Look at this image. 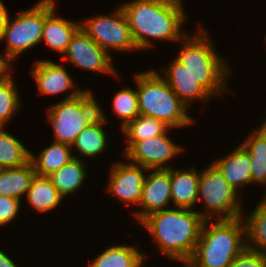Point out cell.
<instances>
[{"label": "cell", "mask_w": 266, "mask_h": 267, "mask_svg": "<svg viewBox=\"0 0 266 267\" xmlns=\"http://www.w3.org/2000/svg\"><path fill=\"white\" fill-rule=\"evenodd\" d=\"M182 4L178 0H132L123 3L121 8L138 50L149 48L152 43L150 38L182 41L185 36L181 30L182 23L187 19Z\"/></svg>", "instance_id": "cell-1"}, {"label": "cell", "mask_w": 266, "mask_h": 267, "mask_svg": "<svg viewBox=\"0 0 266 267\" xmlns=\"http://www.w3.org/2000/svg\"><path fill=\"white\" fill-rule=\"evenodd\" d=\"M205 219L192 209H166L145 217L140 224L153 236L159 250L181 263L192 257Z\"/></svg>", "instance_id": "cell-2"}, {"label": "cell", "mask_w": 266, "mask_h": 267, "mask_svg": "<svg viewBox=\"0 0 266 267\" xmlns=\"http://www.w3.org/2000/svg\"><path fill=\"white\" fill-rule=\"evenodd\" d=\"M208 33L202 28L192 36L185 32L184 45L175 59L186 67L195 82L215 97L228 90L226 78L232 72L226 66L227 61L214 48Z\"/></svg>", "instance_id": "cell-3"}, {"label": "cell", "mask_w": 266, "mask_h": 267, "mask_svg": "<svg viewBox=\"0 0 266 267\" xmlns=\"http://www.w3.org/2000/svg\"><path fill=\"white\" fill-rule=\"evenodd\" d=\"M244 216L234 219L205 220L195 251L188 261L192 267H229L246 247ZM209 226V227H208ZM207 227V228H206Z\"/></svg>", "instance_id": "cell-4"}, {"label": "cell", "mask_w": 266, "mask_h": 267, "mask_svg": "<svg viewBox=\"0 0 266 267\" xmlns=\"http://www.w3.org/2000/svg\"><path fill=\"white\" fill-rule=\"evenodd\" d=\"M134 80L141 115L158 119L170 129L187 127L194 123L191 116L187 114L186 105L157 71L153 69L136 73Z\"/></svg>", "instance_id": "cell-5"}, {"label": "cell", "mask_w": 266, "mask_h": 267, "mask_svg": "<svg viewBox=\"0 0 266 267\" xmlns=\"http://www.w3.org/2000/svg\"><path fill=\"white\" fill-rule=\"evenodd\" d=\"M54 141L72 145L78 134L100 115V105L89 90L73 91L48 108Z\"/></svg>", "instance_id": "cell-6"}, {"label": "cell", "mask_w": 266, "mask_h": 267, "mask_svg": "<svg viewBox=\"0 0 266 267\" xmlns=\"http://www.w3.org/2000/svg\"><path fill=\"white\" fill-rule=\"evenodd\" d=\"M55 1L40 0L34 7L21 10L12 21L10 17L8 18L0 41H7L5 53L12 60L41 42L44 21L47 15L56 8Z\"/></svg>", "instance_id": "cell-7"}, {"label": "cell", "mask_w": 266, "mask_h": 267, "mask_svg": "<svg viewBox=\"0 0 266 267\" xmlns=\"http://www.w3.org/2000/svg\"><path fill=\"white\" fill-rule=\"evenodd\" d=\"M200 197L207 211L197 212L205 220H212L218 215V219H234L243 216L238 192L229 185L213 163L200 172L198 200Z\"/></svg>", "instance_id": "cell-8"}, {"label": "cell", "mask_w": 266, "mask_h": 267, "mask_svg": "<svg viewBox=\"0 0 266 267\" xmlns=\"http://www.w3.org/2000/svg\"><path fill=\"white\" fill-rule=\"evenodd\" d=\"M114 12L109 16L96 15L82 20L81 29L107 53L109 49L123 52L138 50L123 9L119 7Z\"/></svg>", "instance_id": "cell-9"}, {"label": "cell", "mask_w": 266, "mask_h": 267, "mask_svg": "<svg viewBox=\"0 0 266 267\" xmlns=\"http://www.w3.org/2000/svg\"><path fill=\"white\" fill-rule=\"evenodd\" d=\"M168 132L135 142L125 153L128 161L141 165L146 170L170 169L168 166L175 156L181 154L182 146L172 142Z\"/></svg>", "instance_id": "cell-10"}, {"label": "cell", "mask_w": 266, "mask_h": 267, "mask_svg": "<svg viewBox=\"0 0 266 267\" xmlns=\"http://www.w3.org/2000/svg\"><path fill=\"white\" fill-rule=\"evenodd\" d=\"M110 55L80 28L72 37L62 57L78 68L117 76Z\"/></svg>", "instance_id": "cell-11"}, {"label": "cell", "mask_w": 266, "mask_h": 267, "mask_svg": "<svg viewBox=\"0 0 266 267\" xmlns=\"http://www.w3.org/2000/svg\"><path fill=\"white\" fill-rule=\"evenodd\" d=\"M148 172L140 199L142 210L133 212L139 222L155 212L169 209L166 206L170 205V202L172 203L171 168L148 170Z\"/></svg>", "instance_id": "cell-12"}, {"label": "cell", "mask_w": 266, "mask_h": 267, "mask_svg": "<svg viewBox=\"0 0 266 267\" xmlns=\"http://www.w3.org/2000/svg\"><path fill=\"white\" fill-rule=\"evenodd\" d=\"M141 165L134 163L118 162L111 166L108 175V191L117 196L125 204H140L143 184L146 177Z\"/></svg>", "instance_id": "cell-13"}, {"label": "cell", "mask_w": 266, "mask_h": 267, "mask_svg": "<svg viewBox=\"0 0 266 267\" xmlns=\"http://www.w3.org/2000/svg\"><path fill=\"white\" fill-rule=\"evenodd\" d=\"M60 65L46 59L35 61L31 71L38 85L39 93L42 95H55L71 89L73 91H85L78 88L77 90L74 89L76 84H74L75 82L71 75Z\"/></svg>", "instance_id": "cell-14"}, {"label": "cell", "mask_w": 266, "mask_h": 267, "mask_svg": "<svg viewBox=\"0 0 266 267\" xmlns=\"http://www.w3.org/2000/svg\"><path fill=\"white\" fill-rule=\"evenodd\" d=\"M162 78L168 83L177 97L188 107L190 103L201 100L204 103L211 99V95L191 76L189 71L176 59L165 68Z\"/></svg>", "instance_id": "cell-15"}, {"label": "cell", "mask_w": 266, "mask_h": 267, "mask_svg": "<svg viewBox=\"0 0 266 267\" xmlns=\"http://www.w3.org/2000/svg\"><path fill=\"white\" fill-rule=\"evenodd\" d=\"M237 146L226 157L214 161L213 164L229 185L238 192V188L243 189L244 185L251 183L252 166L249 153L241 145Z\"/></svg>", "instance_id": "cell-16"}, {"label": "cell", "mask_w": 266, "mask_h": 267, "mask_svg": "<svg viewBox=\"0 0 266 267\" xmlns=\"http://www.w3.org/2000/svg\"><path fill=\"white\" fill-rule=\"evenodd\" d=\"M189 170L171 167V201L174 208L193 209L198 203L200 172L194 166Z\"/></svg>", "instance_id": "cell-17"}, {"label": "cell", "mask_w": 266, "mask_h": 267, "mask_svg": "<svg viewBox=\"0 0 266 267\" xmlns=\"http://www.w3.org/2000/svg\"><path fill=\"white\" fill-rule=\"evenodd\" d=\"M55 10L54 8L44 21L41 41L43 40L49 47L63 55L72 37L81 28V23L68 21L59 16L57 18Z\"/></svg>", "instance_id": "cell-18"}, {"label": "cell", "mask_w": 266, "mask_h": 267, "mask_svg": "<svg viewBox=\"0 0 266 267\" xmlns=\"http://www.w3.org/2000/svg\"><path fill=\"white\" fill-rule=\"evenodd\" d=\"M35 175L31 160L19 167L0 169V195L21 200Z\"/></svg>", "instance_id": "cell-19"}, {"label": "cell", "mask_w": 266, "mask_h": 267, "mask_svg": "<svg viewBox=\"0 0 266 267\" xmlns=\"http://www.w3.org/2000/svg\"><path fill=\"white\" fill-rule=\"evenodd\" d=\"M102 111L100 108V115L78 134L71 145L86 157L94 158L107 147V136L103 128L107 120Z\"/></svg>", "instance_id": "cell-20"}, {"label": "cell", "mask_w": 266, "mask_h": 267, "mask_svg": "<svg viewBox=\"0 0 266 267\" xmlns=\"http://www.w3.org/2000/svg\"><path fill=\"white\" fill-rule=\"evenodd\" d=\"M71 149V145L53 142L49 147L44 148L42 152L40 151L38 156L31 152L30 160L33 163L36 175L49 176L73 158H79L71 153Z\"/></svg>", "instance_id": "cell-21"}, {"label": "cell", "mask_w": 266, "mask_h": 267, "mask_svg": "<svg viewBox=\"0 0 266 267\" xmlns=\"http://www.w3.org/2000/svg\"><path fill=\"white\" fill-rule=\"evenodd\" d=\"M145 258L136 247L121 244L105 249L88 267H143Z\"/></svg>", "instance_id": "cell-22"}, {"label": "cell", "mask_w": 266, "mask_h": 267, "mask_svg": "<svg viewBox=\"0 0 266 267\" xmlns=\"http://www.w3.org/2000/svg\"><path fill=\"white\" fill-rule=\"evenodd\" d=\"M26 197L29 204L40 213L56 208L63 199L51 179L39 175L33 178Z\"/></svg>", "instance_id": "cell-23"}, {"label": "cell", "mask_w": 266, "mask_h": 267, "mask_svg": "<svg viewBox=\"0 0 266 267\" xmlns=\"http://www.w3.org/2000/svg\"><path fill=\"white\" fill-rule=\"evenodd\" d=\"M248 153L251 161V183L266 184V132L259 127L250 133L240 144Z\"/></svg>", "instance_id": "cell-24"}, {"label": "cell", "mask_w": 266, "mask_h": 267, "mask_svg": "<svg viewBox=\"0 0 266 267\" xmlns=\"http://www.w3.org/2000/svg\"><path fill=\"white\" fill-rule=\"evenodd\" d=\"M86 164L79 158H73L66 165L50 174L51 179L57 191L64 198L68 194L76 193L83 184L87 173Z\"/></svg>", "instance_id": "cell-25"}, {"label": "cell", "mask_w": 266, "mask_h": 267, "mask_svg": "<svg viewBox=\"0 0 266 267\" xmlns=\"http://www.w3.org/2000/svg\"><path fill=\"white\" fill-rule=\"evenodd\" d=\"M170 127L164 122L139 114L133 121L129 122L123 129L122 133L126 135L125 152L137 141L150 137H157L169 131Z\"/></svg>", "instance_id": "cell-26"}, {"label": "cell", "mask_w": 266, "mask_h": 267, "mask_svg": "<svg viewBox=\"0 0 266 267\" xmlns=\"http://www.w3.org/2000/svg\"><path fill=\"white\" fill-rule=\"evenodd\" d=\"M4 129L0 127V169L19 167L28 163L31 152Z\"/></svg>", "instance_id": "cell-27"}, {"label": "cell", "mask_w": 266, "mask_h": 267, "mask_svg": "<svg viewBox=\"0 0 266 267\" xmlns=\"http://www.w3.org/2000/svg\"><path fill=\"white\" fill-rule=\"evenodd\" d=\"M244 220L246 247L266 253V209L258 204Z\"/></svg>", "instance_id": "cell-28"}, {"label": "cell", "mask_w": 266, "mask_h": 267, "mask_svg": "<svg viewBox=\"0 0 266 267\" xmlns=\"http://www.w3.org/2000/svg\"><path fill=\"white\" fill-rule=\"evenodd\" d=\"M112 104L114 114L122 119L121 129L140 114L137 91L131 88L118 91Z\"/></svg>", "instance_id": "cell-29"}, {"label": "cell", "mask_w": 266, "mask_h": 267, "mask_svg": "<svg viewBox=\"0 0 266 267\" xmlns=\"http://www.w3.org/2000/svg\"><path fill=\"white\" fill-rule=\"evenodd\" d=\"M13 77L0 82V127H5L6 123L15 116L21 102L19 92Z\"/></svg>", "instance_id": "cell-30"}, {"label": "cell", "mask_w": 266, "mask_h": 267, "mask_svg": "<svg viewBox=\"0 0 266 267\" xmlns=\"http://www.w3.org/2000/svg\"><path fill=\"white\" fill-rule=\"evenodd\" d=\"M229 267H264L263 254L245 247Z\"/></svg>", "instance_id": "cell-31"}, {"label": "cell", "mask_w": 266, "mask_h": 267, "mask_svg": "<svg viewBox=\"0 0 266 267\" xmlns=\"http://www.w3.org/2000/svg\"><path fill=\"white\" fill-rule=\"evenodd\" d=\"M21 200L0 195V226L11 221L19 214Z\"/></svg>", "instance_id": "cell-32"}, {"label": "cell", "mask_w": 266, "mask_h": 267, "mask_svg": "<svg viewBox=\"0 0 266 267\" xmlns=\"http://www.w3.org/2000/svg\"><path fill=\"white\" fill-rule=\"evenodd\" d=\"M3 56V58L0 56V82L12 77L9 68L13 60L6 53Z\"/></svg>", "instance_id": "cell-33"}, {"label": "cell", "mask_w": 266, "mask_h": 267, "mask_svg": "<svg viewBox=\"0 0 266 267\" xmlns=\"http://www.w3.org/2000/svg\"><path fill=\"white\" fill-rule=\"evenodd\" d=\"M8 10L6 9L3 2L0 0V37L2 34V31L7 23V20L9 18Z\"/></svg>", "instance_id": "cell-34"}, {"label": "cell", "mask_w": 266, "mask_h": 267, "mask_svg": "<svg viewBox=\"0 0 266 267\" xmlns=\"http://www.w3.org/2000/svg\"><path fill=\"white\" fill-rule=\"evenodd\" d=\"M0 267H18L13 260L0 250Z\"/></svg>", "instance_id": "cell-35"}, {"label": "cell", "mask_w": 266, "mask_h": 267, "mask_svg": "<svg viewBox=\"0 0 266 267\" xmlns=\"http://www.w3.org/2000/svg\"><path fill=\"white\" fill-rule=\"evenodd\" d=\"M266 193V192H265ZM264 209H266V194L262 197L261 202L259 203Z\"/></svg>", "instance_id": "cell-36"}, {"label": "cell", "mask_w": 266, "mask_h": 267, "mask_svg": "<svg viewBox=\"0 0 266 267\" xmlns=\"http://www.w3.org/2000/svg\"><path fill=\"white\" fill-rule=\"evenodd\" d=\"M266 132V119L264 120L263 124L260 126Z\"/></svg>", "instance_id": "cell-37"}, {"label": "cell", "mask_w": 266, "mask_h": 267, "mask_svg": "<svg viewBox=\"0 0 266 267\" xmlns=\"http://www.w3.org/2000/svg\"><path fill=\"white\" fill-rule=\"evenodd\" d=\"M263 262H264V267H266V253L263 254Z\"/></svg>", "instance_id": "cell-38"}, {"label": "cell", "mask_w": 266, "mask_h": 267, "mask_svg": "<svg viewBox=\"0 0 266 267\" xmlns=\"http://www.w3.org/2000/svg\"><path fill=\"white\" fill-rule=\"evenodd\" d=\"M184 265V267H192L188 262H185Z\"/></svg>", "instance_id": "cell-39"}]
</instances>
